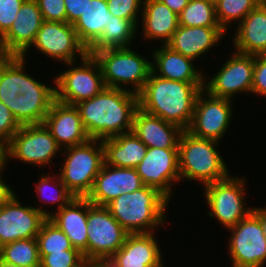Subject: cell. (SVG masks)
I'll return each instance as SVG.
<instances>
[{
  "mask_svg": "<svg viewBox=\"0 0 266 267\" xmlns=\"http://www.w3.org/2000/svg\"><path fill=\"white\" fill-rule=\"evenodd\" d=\"M14 194L0 206V243L5 245L20 239L36 238L42 223L51 216V212L38 206H26L20 203Z\"/></svg>",
  "mask_w": 266,
  "mask_h": 267,
  "instance_id": "cell-15",
  "label": "cell"
},
{
  "mask_svg": "<svg viewBox=\"0 0 266 267\" xmlns=\"http://www.w3.org/2000/svg\"><path fill=\"white\" fill-rule=\"evenodd\" d=\"M184 130L151 115L139 107L133 117L132 132L148 147L178 148Z\"/></svg>",
  "mask_w": 266,
  "mask_h": 267,
  "instance_id": "cell-24",
  "label": "cell"
},
{
  "mask_svg": "<svg viewBox=\"0 0 266 267\" xmlns=\"http://www.w3.org/2000/svg\"><path fill=\"white\" fill-rule=\"evenodd\" d=\"M151 59L152 73L158 77L185 83L205 82V74L194 67V60L171 50L166 45L154 49Z\"/></svg>",
  "mask_w": 266,
  "mask_h": 267,
  "instance_id": "cell-25",
  "label": "cell"
},
{
  "mask_svg": "<svg viewBox=\"0 0 266 267\" xmlns=\"http://www.w3.org/2000/svg\"><path fill=\"white\" fill-rule=\"evenodd\" d=\"M102 141L105 163L120 168H135L145 157L148 147L133 133L119 134Z\"/></svg>",
  "mask_w": 266,
  "mask_h": 267,
  "instance_id": "cell-28",
  "label": "cell"
},
{
  "mask_svg": "<svg viewBox=\"0 0 266 267\" xmlns=\"http://www.w3.org/2000/svg\"><path fill=\"white\" fill-rule=\"evenodd\" d=\"M1 251H2V245H1V243H0V254H1Z\"/></svg>",
  "mask_w": 266,
  "mask_h": 267,
  "instance_id": "cell-52",
  "label": "cell"
},
{
  "mask_svg": "<svg viewBox=\"0 0 266 267\" xmlns=\"http://www.w3.org/2000/svg\"><path fill=\"white\" fill-rule=\"evenodd\" d=\"M43 124L61 149L80 145L90 139L75 105L65 104L55 99Z\"/></svg>",
  "mask_w": 266,
  "mask_h": 267,
  "instance_id": "cell-21",
  "label": "cell"
},
{
  "mask_svg": "<svg viewBox=\"0 0 266 267\" xmlns=\"http://www.w3.org/2000/svg\"><path fill=\"white\" fill-rule=\"evenodd\" d=\"M168 6L175 14L179 15L190 0H160Z\"/></svg>",
  "mask_w": 266,
  "mask_h": 267,
  "instance_id": "cell-44",
  "label": "cell"
},
{
  "mask_svg": "<svg viewBox=\"0 0 266 267\" xmlns=\"http://www.w3.org/2000/svg\"><path fill=\"white\" fill-rule=\"evenodd\" d=\"M20 127L11 111L0 101V137L8 143Z\"/></svg>",
  "mask_w": 266,
  "mask_h": 267,
  "instance_id": "cell-41",
  "label": "cell"
},
{
  "mask_svg": "<svg viewBox=\"0 0 266 267\" xmlns=\"http://www.w3.org/2000/svg\"><path fill=\"white\" fill-rule=\"evenodd\" d=\"M8 55L4 52L2 44H1V38H0V62L3 61Z\"/></svg>",
  "mask_w": 266,
  "mask_h": 267,
  "instance_id": "cell-49",
  "label": "cell"
},
{
  "mask_svg": "<svg viewBox=\"0 0 266 267\" xmlns=\"http://www.w3.org/2000/svg\"><path fill=\"white\" fill-rule=\"evenodd\" d=\"M80 62L79 65L76 62L65 63L69 69L54 77L57 101L76 105L91 99L106 88L101 68L94 56L87 53Z\"/></svg>",
  "mask_w": 266,
  "mask_h": 267,
  "instance_id": "cell-8",
  "label": "cell"
},
{
  "mask_svg": "<svg viewBox=\"0 0 266 267\" xmlns=\"http://www.w3.org/2000/svg\"><path fill=\"white\" fill-rule=\"evenodd\" d=\"M0 267H20V266L15 265L13 263L5 262L0 258Z\"/></svg>",
  "mask_w": 266,
  "mask_h": 267,
  "instance_id": "cell-48",
  "label": "cell"
},
{
  "mask_svg": "<svg viewBox=\"0 0 266 267\" xmlns=\"http://www.w3.org/2000/svg\"><path fill=\"white\" fill-rule=\"evenodd\" d=\"M225 34L227 33L221 27H185L179 25L165 45L196 61L223 40Z\"/></svg>",
  "mask_w": 266,
  "mask_h": 267,
  "instance_id": "cell-23",
  "label": "cell"
},
{
  "mask_svg": "<svg viewBox=\"0 0 266 267\" xmlns=\"http://www.w3.org/2000/svg\"><path fill=\"white\" fill-rule=\"evenodd\" d=\"M0 258L20 267H40L37 239H20L3 245Z\"/></svg>",
  "mask_w": 266,
  "mask_h": 267,
  "instance_id": "cell-31",
  "label": "cell"
},
{
  "mask_svg": "<svg viewBox=\"0 0 266 267\" xmlns=\"http://www.w3.org/2000/svg\"><path fill=\"white\" fill-rule=\"evenodd\" d=\"M75 106L88 136L98 140L132 132L134 113L139 107L137 94L108 87Z\"/></svg>",
  "mask_w": 266,
  "mask_h": 267,
  "instance_id": "cell-2",
  "label": "cell"
},
{
  "mask_svg": "<svg viewBox=\"0 0 266 267\" xmlns=\"http://www.w3.org/2000/svg\"><path fill=\"white\" fill-rule=\"evenodd\" d=\"M214 77L204 82V90L214 97L232 99L237 93H251L255 56L233 52Z\"/></svg>",
  "mask_w": 266,
  "mask_h": 267,
  "instance_id": "cell-16",
  "label": "cell"
},
{
  "mask_svg": "<svg viewBox=\"0 0 266 267\" xmlns=\"http://www.w3.org/2000/svg\"><path fill=\"white\" fill-rule=\"evenodd\" d=\"M36 239L40 256L63 250H78L72 246L66 234L48 218L42 223Z\"/></svg>",
  "mask_w": 266,
  "mask_h": 267,
  "instance_id": "cell-35",
  "label": "cell"
},
{
  "mask_svg": "<svg viewBox=\"0 0 266 267\" xmlns=\"http://www.w3.org/2000/svg\"><path fill=\"white\" fill-rule=\"evenodd\" d=\"M91 0H64V5L67 15V23L74 24L82 13H84L85 8Z\"/></svg>",
  "mask_w": 266,
  "mask_h": 267,
  "instance_id": "cell-42",
  "label": "cell"
},
{
  "mask_svg": "<svg viewBox=\"0 0 266 267\" xmlns=\"http://www.w3.org/2000/svg\"><path fill=\"white\" fill-rule=\"evenodd\" d=\"M94 56L101 68L106 87L125 89L139 94L152 72L151 62L130 47L109 48L88 52ZM127 86L123 88L122 86Z\"/></svg>",
  "mask_w": 266,
  "mask_h": 267,
  "instance_id": "cell-6",
  "label": "cell"
},
{
  "mask_svg": "<svg viewBox=\"0 0 266 267\" xmlns=\"http://www.w3.org/2000/svg\"><path fill=\"white\" fill-rule=\"evenodd\" d=\"M228 230L227 248L232 267H264L266 238L260 218L252 211Z\"/></svg>",
  "mask_w": 266,
  "mask_h": 267,
  "instance_id": "cell-11",
  "label": "cell"
},
{
  "mask_svg": "<svg viewBox=\"0 0 266 267\" xmlns=\"http://www.w3.org/2000/svg\"><path fill=\"white\" fill-rule=\"evenodd\" d=\"M25 0H0V38L10 29Z\"/></svg>",
  "mask_w": 266,
  "mask_h": 267,
  "instance_id": "cell-39",
  "label": "cell"
},
{
  "mask_svg": "<svg viewBox=\"0 0 266 267\" xmlns=\"http://www.w3.org/2000/svg\"><path fill=\"white\" fill-rule=\"evenodd\" d=\"M233 35L235 51L247 55L266 54V2L263 0L237 26Z\"/></svg>",
  "mask_w": 266,
  "mask_h": 267,
  "instance_id": "cell-26",
  "label": "cell"
},
{
  "mask_svg": "<svg viewBox=\"0 0 266 267\" xmlns=\"http://www.w3.org/2000/svg\"><path fill=\"white\" fill-rule=\"evenodd\" d=\"M202 89L204 83L173 81L151 72L138 94V106L185 131L191 125L196 99Z\"/></svg>",
  "mask_w": 266,
  "mask_h": 267,
  "instance_id": "cell-3",
  "label": "cell"
},
{
  "mask_svg": "<svg viewBox=\"0 0 266 267\" xmlns=\"http://www.w3.org/2000/svg\"><path fill=\"white\" fill-rule=\"evenodd\" d=\"M178 18L180 26L221 27L216 18L215 6L204 0H190Z\"/></svg>",
  "mask_w": 266,
  "mask_h": 267,
  "instance_id": "cell-32",
  "label": "cell"
},
{
  "mask_svg": "<svg viewBox=\"0 0 266 267\" xmlns=\"http://www.w3.org/2000/svg\"><path fill=\"white\" fill-rule=\"evenodd\" d=\"M62 150L63 156L66 154L59 173L62 182L75 197H87L105 163L102 141L90 138Z\"/></svg>",
  "mask_w": 266,
  "mask_h": 267,
  "instance_id": "cell-7",
  "label": "cell"
},
{
  "mask_svg": "<svg viewBox=\"0 0 266 267\" xmlns=\"http://www.w3.org/2000/svg\"><path fill=\"white\" fill-rule=\"evenodd\" d=\"M26 63L21 56H7L0 62V101L21 126L43 124L55 100V87L26 73Z\"/></svg>",
  "mask_w": 266,
  "mask_h": 267,
  "instance_id": "cell-1",
  "label": "cell"
},
{
  "mask_svg": "<svg viewBox=\"0 0 266 267\" xmlns=\"http://www.w3.org/2000/svg\"><path fill=\"white\" fill-rule=\"evenodd\" d=\"M155 233L129 234L105 263L109 267H165Z\"/></svg>",
  "mask_w": 266,
  "mask_h": 267,
  "instance_id": "cell-19",
  "label": "cell"
},
{
  "mask_svg": "<svg viewBox=\"0 0 266 267\" xmlns=\"http://www.w3.org/2000/svg\"><path fill=\"white\" fill-rule=\"evenodd\" d=\"M81 267H103V262H85Z\"/></svg>",
  "mask_w": 266,
  "mask_h": 267,
  "instance_id": "cell-47",
  "label": "cell"
},
{
  "mask_svg": "<svg viewBox=\"0 0 266 267\" xmlns=\"http://www.w3.org/2000/svg\"><path fill=\"white\" fill-rule=\"evenodd\" d=\"M232 102V99L214 97L202 89L196 99L193 119L187 131L198 138L221 142L232 120Z\"/></svg>",
  "mask_w": 266,
  "mask_h": 267,
  "instance_id": "cell-14",
  "label": "cell"
},
{
  "mask_svg": "<svg viewBox=\"0 0 266 267\" xmlns=\"http://www.w3.org/2000/svg\"><path fill=\"white\" fill-rule=\"evenodd\" d=\"M8 143L0 137V169L6 168L8 161Z\"/></svg>",
  "mask_w": 266,
  "mask_h": 267,
  "instance_id": "cell-45",
  "label": "cell"
},
{
  "mask_svg": "<svg viewBox=\"0 0 266 267\" xmlns=\"http://www.w3.org/2000/svg\"><path fill=\"white\" fill-rule=\"evenodd\" d=\"M44 21L67 22L64 0H36Z\"/></svg>",
  "mask_w": 266,
  "mask_h": 267,
  "instance_id": "cell-38",
  "label": "cell"
},
{
  "mask_svg": "<svg viewBox=\"0 0 266 267\" xmlns=\"http://www.w3.org/2000/svg\"><path fill=\"white\" fill-rule=\"evenodd\" d=\"M109 12L118 18L131 20L137 27L142 13L143 0H106Z\"/></svg>",
  "mask_w": 266,
  "mask_h": 267,
  "instance_id": "cell-37",
  "label": "cell"
},
{
  "mask_svg": "<svg viewBox=\"0 0 266 267\" xmlns=\"http://www.w3.org/2000/svg\"><path fill=\"white\" fill-rule=\"evenodd\" d=\"M138 27L131 21L110 16L101 36L87 49V52H97L109 48H127L133 39L136 40Z\"/></svg>",
  "mask_w": 266,
  "mask_h": 267,
  "instance_id": "cell-30",
  "label": "cell"
},
{
  "mask_svg": "<svg viewBox=\"0 0 266 267\" xmlns=\"http://www.w3.org/2000/svg\"><path fill=\"white\" fill-rule=\"evenodd\" d=\"M219 143L183 131L178 145L180 180H197L204 186L228 177L230 173L227 163L216 149Z\"/></svg>",
  "mask_w": 266,
  "mask_h": 267,
  "instance_id": "cell-5",
  "label": "cell"
},
{
  "mask_svg": "<svg viewBox=\"0 0 266 267\" xmlns=\"http://www.w3.org/2000/svg\"><path fill=\"white\" fill-rule=\"evenodd\" d=\"M251 93L266 97V54L255 56Z\"/></svg>",
  "mask_w": 266,
  "mask_h": 267,
  "instance_id": "cell-40",
  "label": "cell"
},
{
  "mask_svg": "<svg viewBox=\"0 0 266 267\" xmlns=\"http://www.w3.org/2000/svg\"><path fill=\"white\" fill-rule=\"evenodd\" d=\"M103 267H109L106 263H103Z\"/></svg>",
  "mask_w": 266,
  "mask_h": 267,
  "instance_id": "cell-51",
  "label": "cell"
},
{
  "mask_svg": "<svg viewBox=\"0 0 266 267\" xmlns=\"http://www.w3.org/2000/svg\"><path fill=\"white\" fill-rule=\"evenodd\" d=\"M244 178L229 175L203 187L209 217L218 219L226 229L235 226L253 211L254 207L245 206L247 182Z\"/></svg>",
  "mask_w": 266,
  "mask_h": 267,
  "instance_id": "cell-9",
  "label": "cell"
},
{
  "mask_svg": "<svg viewBox=\"0 0 266 267\" xmlns=\"http://www.w3.org/2000/svg\"><path fill=\"white\" fill-rule=\"evenodd\" d=\"M144 185L158 189L169 200L174 183L181 181L178 148H148L141 163L135 167Z\"/></svg>",
  "mask_w": 266,
  "mask_h": 267,
  "instance_id": "cell-17",
  "label": "cell"
},
{
  "mask_svg": "<svg viewBox=\"0 0 266 267\" xmlns=\"http://www.w3.org/2000/svg\"><path fill=\"white\" fill-rule=\"evenodd\" d=\"M10 29L1 37L8 56H21L34 42L44 19L36 0H25Z\"/></svg>",
  "mask_w": 266,
  "mask_h": 267,
  "instance_id": "cell-20",
  "label": "cell"
},
{
  "mask_svg": "<svg viewBox=\"0 0 266 267\" xmlns=\"http://www.w3.org/2000/svg\"><path fill=\"white\" fill-rule=\"evenodd\" d=\"M85 262L79 250H63L40 256V267H81Z\"/></svg>",
  "mask_w": 266,
  "mask_h": 267,
  "instance_id": "cell-36",
  "label": "cell"
},
{
  "mask_svg": "<svg viewBox=\"0 0 266 267\" xmlns=\"http://www.w3.org/2000/svg\"><path fill=\"white\" fill-rule=\"evenodd\" d=\"M31 47H36L45 57L62 61L64 65L77 61L78 56L82 59L88 53L87 48L79 41L73 25L67 22L44 21L34 42L21 55L23 59Z\"/></svg>",
  "mask_w": 266,
  "mask_h": 267,
  "instance_id": "cell-13",
  "label": "cell"
},
{
  "mask_svg": "<svg viewBox=\"0 0 266 267\" xmlns=\"http://www.w3.org/2000/svg\"><path fill=\"white\" fill-rule=\"evenodd\" d=\"M144 184L135 168H120L103 164L87 199L98 206H106L122 193H130Z\"/></svg>",
  "mask_w": 266,
  "mask_h": 267,
  "instance_id": "cell-18",
  "label": "cell"
},
{
  "mask_svg": "<svg viewBox=\"0 0 266 267\" xmlns=\"http://www.w3.org/2000/svg\"><path fill=\"white\" fill-rule=\"evenodd\" d=\"M4 170L5 168L0 169V206L5 204L15 194L11 186L4 181Z\"/></svg>",
  "mask_w": 266,
  "mask_h": 267,
  "instance_id": "cell-43",
  "label": "cell"
},
{
  "mask_svg": "<svg viewBox=\"0 0 266 267\" xmlns=\"http://www.w3.org/2000/svg\"><path fill=\"white\" fill-rule=\"evenodd\" d=\"M57 175H48V173L41 174L40 180L38 183L36 182L35 192L38 194L39 199L45 203L44 205L48 203L54 206L58 203L56 206L57 210H59L67 205L75 196L64 185L59 174Z\"/></svg>",
  "mask_w": 266,
  "mask_h": 267,
  "instance_id": "cell-33",
  "label": "cell"
},
{
  "mask_svg": "<svg viewBox=\"0 0 266 267\" xmlns=\"http://www.w3.org/2000/svg\"><path fill=\"white\" fill-rule=\"evenodd\" d=\"M87 262L105 263L125 243L129 233L111 215L106 206L88 200Z\"/></svg>",
  "mask_w": 266,
  "mask_h": 267,
  "instance_id": "cell-10",
  "label": "cell"
},
{
  "mask_svg": "<svg viewBox=\"0 0 266 267\" xmlns=\"http://www.w3.org/2000/svg\"><path fill=\"white\" fill-rule=\"evenodd\" d=\"M169 199L158 189L144 185L139 190L122 193L106 207L129 233H153L165 224Z\"/></svg>",
  "mask_w": 266,
  "mask_h": 267,
  "instance_id": "cell-4",
  "label": "cell"
},
{
  "mask_svg": "<svg viewBox=\"0 0 266 267\" xmlns=\"http://www.w3.org/2000/svg\"><path fill=\"white\" fill-rule=\"evenodd\" d=\"M111 15L106 0H91L73 24L79 41L87 49L101 36Z\"/></svg>",
  "mask_w": 266,
  "mask_h": 267,
  "instance_id": "cell-29",
  "label": "cell"
},
{
  "mask_svg": "<svg viewBox=\"0 0 266 267\" xmlns=\"http://www.w3.org/2000/svg\"><path fill=\"white\" fill-rule=\"evenodd\" d=\"M253 212L260 218L263 234L266 238V207H254Z\"/></svg>",
  "mask_w": 266,
  "mask_h": 267,
  "instance_id": "cell-46",
  "label": "cell"
},
{
  "mask_svg": "<svg viewBox=\"0 0 266 267\" xmlns=\"http://www.w3.org/2000/svg\"><path fill=\"white\" fill-rule=\"evenodd\" d=\"M263 0H220L215 5L216 18L221 28L228 33L231 23L239 24Z\"/></svg>",
  "mask_w": 266,
  "mask_h": 267,
  "instance_id": "cell-34",
  "label": "cell"
},
{
  "mask_svg": "<svg viewBox=\"0 0 266 267\" xmlns=\"http://www.w3.org/2000/svg\"><path fill=\"white\" fill-rule=\"evenodd\" d=\"M142 36L145 40H158L165 45L179 27V18L160 0H143Z\"/></svg>",
  "mask_w": 266,
  "mask_h": 267,
  "instance_id": "cell-27",
  "label": "cell"
},
{
  "mask_svg": "<svg viewBox=\"0 0 266 267\" xmlns=\"http://www.w3.org/2000/svg\"><path fill=\"white\" fill-rule=\"evenodd\" d=\"M62 150L44 124L22 125L8 142V159L34 166L50 165Z\"/></svg>",
  "mask_w": 266,
  "mask_h": 267,
  "instance_id": "cell-12",
  "label": "cell"
},
{
  "mask_svg": "<svg viewBox=\"0 0 266 267\" xmlns=\"http://www.w3.org/2000/svg\"><path fill=\"white\" fill-rule=\"evenodd\" d=\"M204 1L211 3L215 6L220 0H204Z\"/></svg>",
  "mask_w": 266,
  "mask_h": 267,
  "instance_id": "cell-50",
  "label": "cell"
},
{
  "mask_svg": "<svg viewBox=\"0 0 266 267\" xmlns=\"http://www.w3.org/2000/svg\"><path fill=\"white\" fill-rule=\"evenodd\" d=\"M51 213L48 219L66 234L72 246L83 254L87 262L88 199L74 197L63 208Z\"/></svg>",
  "mask_w": 266,
  "mask_h": 267,
  "instance_id": "cell-22",
  "label": "cell"
}]
</instances>
